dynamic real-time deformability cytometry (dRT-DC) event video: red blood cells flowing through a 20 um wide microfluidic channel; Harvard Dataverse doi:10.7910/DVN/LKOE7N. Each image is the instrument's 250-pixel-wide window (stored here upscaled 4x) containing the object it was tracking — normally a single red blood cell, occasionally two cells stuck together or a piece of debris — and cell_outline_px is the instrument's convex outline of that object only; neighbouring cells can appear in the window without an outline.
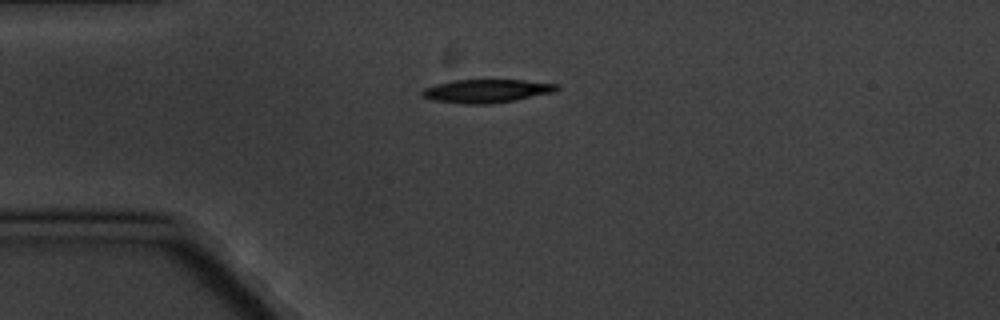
{"species": "common noctule bat (a hibernating species)", "species_latin": "Nyctalus noctula", "temperature_condition": "cold", "stored_images_in_passage": 5, "camera_frame_rate_fps": 3000, "um_per_image_px": 0.085, "animal": {"sex": "male", "body_mass_g": 20.1, "forearm_length_mm": 53.5}, "frame": {"image": 1, "passage_image": 1, "time_ms": 0.0, "image_size_px": [1000, 320], "cell_outline_px": [[560, 88], [556, 92], [516, 100], [492, 104], [464, 104], [432, 100], [420, 96], [420, 92], [424, 88], [436, 84], [456, 80], [524, 80], [556, 84]], "centroid_in_image_um": [41.35, 7.74], "position_along_channel_um": 43.6, "area_um2": 18.5}}